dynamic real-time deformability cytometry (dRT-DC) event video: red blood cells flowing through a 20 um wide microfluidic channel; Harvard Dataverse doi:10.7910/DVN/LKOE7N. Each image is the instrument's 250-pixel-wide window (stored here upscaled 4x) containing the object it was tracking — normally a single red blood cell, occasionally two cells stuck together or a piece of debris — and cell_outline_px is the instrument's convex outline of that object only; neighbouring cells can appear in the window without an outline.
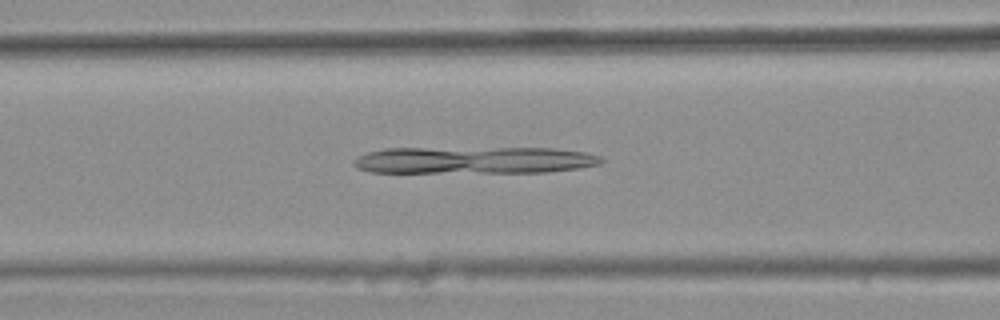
{"species": "common noctule bat (a hibernating species)", "species_latin": "Nyctalus noctula", "temperature_condition": "warm", "stored_images_in_passage": 32, "camera_frame_rate_fps": 3000, "um_per_image_px": 0.085, "animal": {"sex": "female", "body_mass_g": 25.1}, "frame": {"image": 1, "passage_image": 8, "time_ms": 2.333, "image_size_px": [1000, 320], "cell_outline_px": [[604, 160], [600, 164], [580, 168], [548, 172], [372, 172], [356, 168], [352, 164], [352, 160], [356, 156], [368, 152], [384, 148], [552, 148], [584, 152], [600, 156]], "centroid_in_image_um": [40.27, 13.61], "position_along_channel_um": 126.3, "area_um2": 39.19}}
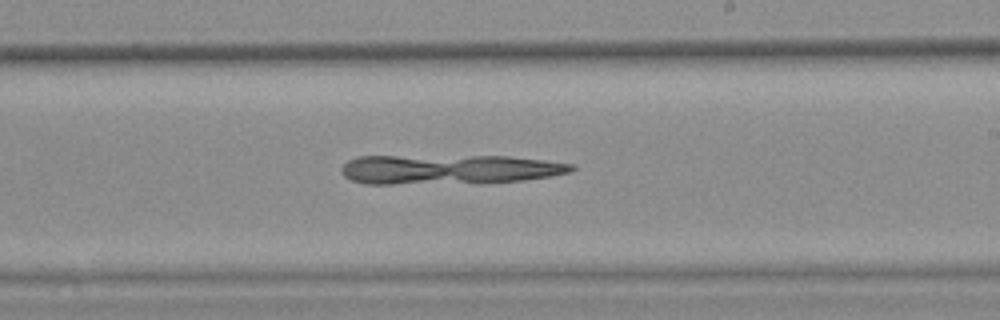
{"frame": {"image": 2, "passage_image": 18, "time_ms": 5.667, "image_size_px": [1000, 320], "cell_outline_px": [[576, 168], [572, 172], [524, 180], [484, 184], [364, 184], [352, 180], [344, 176], [340, 172], [340, 168], [348, 160], [356, 156], [508, 156], [544, 160], [576, 164]], "centroid_in_image_um": [38.17, 14.41], "position_along_channel_um": 250.8, "area_um2": 40.69}}
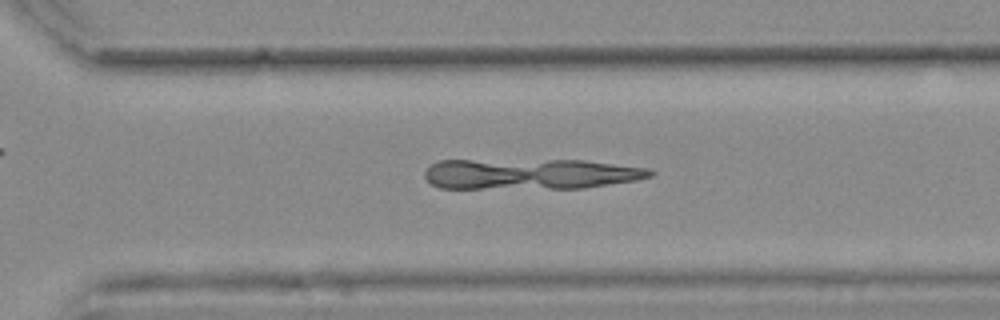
{"frame": {"image": 3, "passage_image": 24, "time_ms": 7.667, "image_size_px": [1000, 320], "cell_outline_px": [[656, 172], [652, 176], [636, 180], [584, 188], [440, 188], [432, 184], [424, 176], [424, 172], [436, 160], [584, 160], [648, 168]], "centroid_in_image_um": [45.08, 14.78], "position_along_channel_um": 325.5, "area_um2": 40.34}}